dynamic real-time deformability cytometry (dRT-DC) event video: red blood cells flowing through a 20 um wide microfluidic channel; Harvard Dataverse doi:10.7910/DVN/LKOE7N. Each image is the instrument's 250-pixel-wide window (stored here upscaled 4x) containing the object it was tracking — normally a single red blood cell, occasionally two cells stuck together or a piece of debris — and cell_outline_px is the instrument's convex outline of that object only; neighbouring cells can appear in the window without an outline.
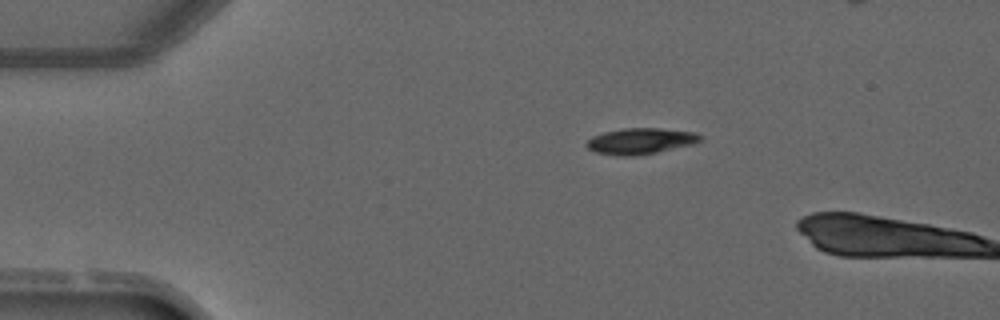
{"species": "common noctule bat (a hibernating species)", "species_latin": "Nyctalus noctula", "temperature_condition": "warm", "stored_images_in_passage": 2, "camera_frame_rate_fps": 3000, "um_per_image_px": 0.085, "animal": {"sex": "male", "forearm_length_mm": 52.5}, "frame": {"image": 1, "passage_image": 1, "time_ms": 0.0, "image_size_px": [1000, 320], "cell_outline_px": [[704, 140], [692, 144], [656, 152], [636, 156], [616, 156], [596, 152], [588, 148], [584, 144], [592, 136], [604, 132], [624, 128], [660, 128], [696, 132], [704, 136]], "centroid_in_image_um": [54.46, 11.99], "position_along_channel_um": 30.5, "area_um2": 17.4}}